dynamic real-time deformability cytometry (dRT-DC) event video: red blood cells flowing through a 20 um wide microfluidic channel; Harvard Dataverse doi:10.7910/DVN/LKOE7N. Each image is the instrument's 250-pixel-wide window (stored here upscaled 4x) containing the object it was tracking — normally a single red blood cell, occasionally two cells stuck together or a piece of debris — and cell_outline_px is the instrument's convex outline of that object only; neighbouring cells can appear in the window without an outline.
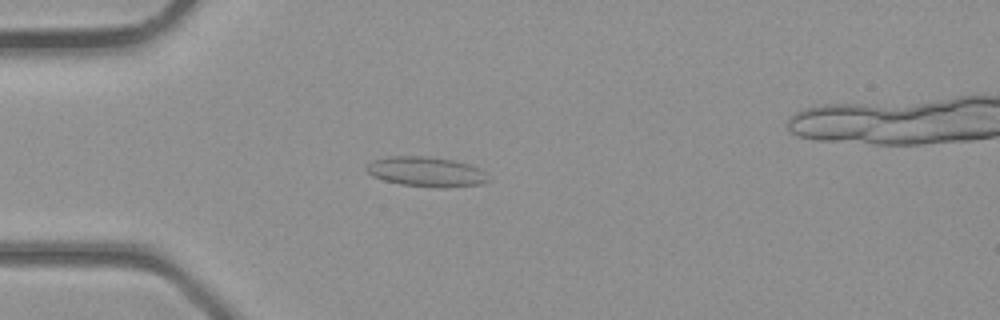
{"species": "common noctule bat (a hibernating species)", "species_latin": "Nyctalus noctula", "temperature_condition": "room temperature", "stored_images_in_passage": 36, "camera_frame_rate_fps": 3000, "um_per_image_px": 0.085, "animal": {"sex": "male", "body_mass_g": 23.1, "forearm_length_mm": 52.7}, "frame": {"image": 1, "passage_image": 7, "time_ms": 2.0, "image_size_px": [1000, 320], "cell_outline_px": [[492, 180], [484, 184], [444, 188], [436, 188], [400, 184], [384, 180], [372, 176], [364, 168], [372, 160], [388, 156], [424, 156], [456, 160], [480, 168]], "centroid_in_image_um": [36.26, 14.6], "position_along_channel_um": 48.7, "area_um2": 21.56}}
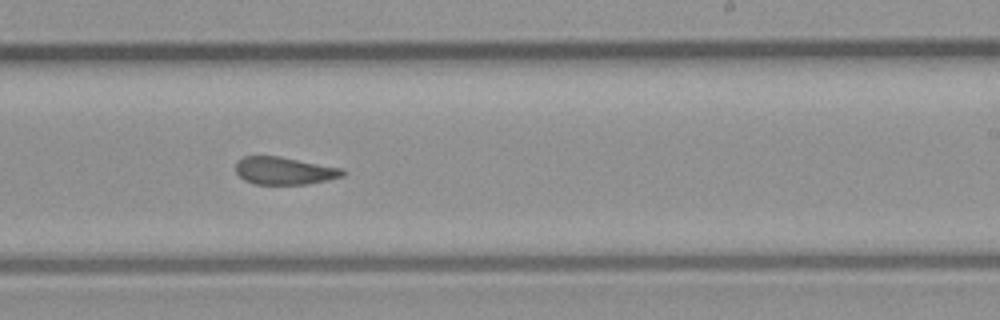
{"frame": {"image": 2, "passage_image": 20, "time_ms": 6.333, "image_size_px": [1000, 320], "cell_outline_px": [[348, 172], [344, 176], [328, 180], [308, 184], [252, 184], [244, 180], [236, 172], [236, 160], [244, 156], [280, 156], [344, 168]], "centroid_in_image_um": [24.21, 14.51], "position_along_channel_um": 264.8, "area_um2": 17.51}}
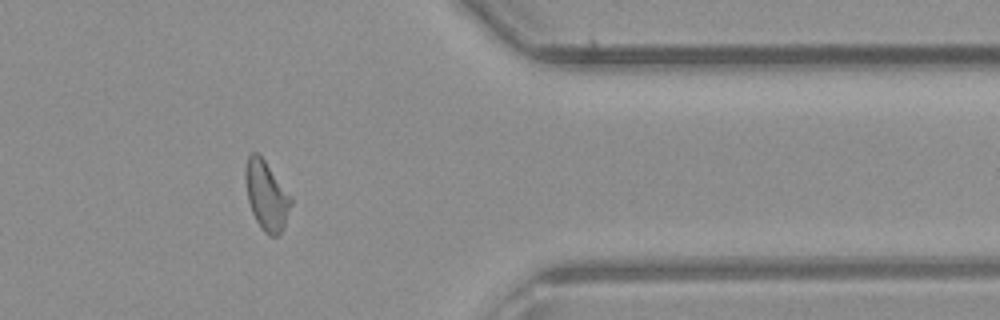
{"frame": {"image": 3, "passage_image": 28, "time_ms": 9.0, "image_size_px": [1000, 320], "cell_outline_px": [[292, 204], [284, 224], [280, 232], [276, 236], [268, 236], [260, 228], [252, 212], [248, 200], [244, 176], [244, 172], [248, 156], [252, 152], [256, 152], [264, 160], [292, 196]], "centroid_in_image_um": [22.64, 16.62], "position_along_channel_um": 388.8, "area_um2": 18.26}}